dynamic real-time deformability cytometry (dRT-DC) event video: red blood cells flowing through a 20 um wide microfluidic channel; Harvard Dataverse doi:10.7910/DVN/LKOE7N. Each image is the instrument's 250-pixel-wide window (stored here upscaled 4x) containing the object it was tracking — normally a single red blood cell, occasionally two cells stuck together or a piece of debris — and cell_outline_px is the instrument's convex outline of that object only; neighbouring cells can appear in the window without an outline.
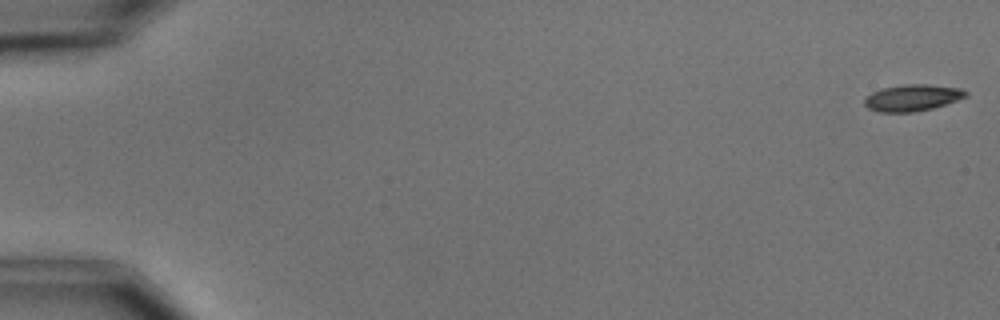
{"species": "common noctule bat (a hibernating species)", "species_latin": "Nyctalus noctula", "temperature_condition": "cold", "stored_images_in_passage": 6, "camera_frame_rate_fps": 3000, "um_per_image_px": 0.085, "animal": {"sex": "male", "body_mass_g": 15.6}, "frame": {"image": 1, "passage_image": 1, "time_ms": 0.0, "image_size_px": [1000, 320], "cell_outline_px": [[968, 96], [932, 108], [912, 112], [880, 112], [868, 108], [864, 104], [864, 100], [872, 92], [884, 88], [904, 84], [928, 84], [960, 88], [968, 92]], "centroid_in_image_um": [77.56, 8.3], "position_along_channel_um": 7.4, "area_um2": 15.49}}
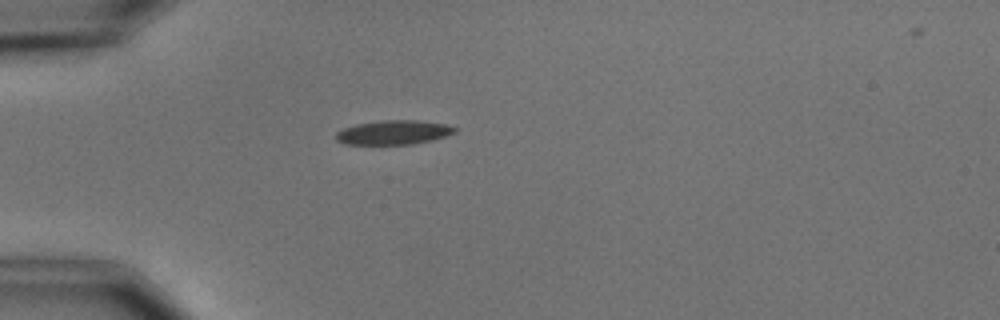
{"frame": {"image": 2, "passage_image": 5, "time_ms": 5.0, "image_size_px": [1000, 320], "cell_outline_px": [[460, 128], [456, 132], [432, 140], [412, 144], [344, 144], [336, 140], [336, 132], [344, 128], [356, 124], [384, 120], [416, 120], [448, 124]], "centroid_in_image_um": [33.49, 11.25], "position_along_channel_um": 51.5, "area_um2": 16.82}}